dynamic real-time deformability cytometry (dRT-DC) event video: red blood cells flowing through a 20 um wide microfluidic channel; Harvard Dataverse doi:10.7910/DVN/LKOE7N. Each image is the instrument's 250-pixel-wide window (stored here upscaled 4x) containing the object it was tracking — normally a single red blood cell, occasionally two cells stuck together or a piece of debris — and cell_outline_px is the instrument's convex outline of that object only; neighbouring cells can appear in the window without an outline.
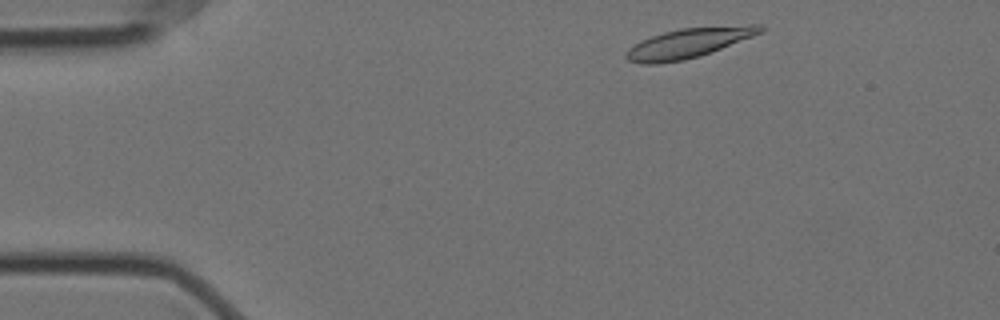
{"species": "Egyptian fruit bat (a non-hibernating species)", "species_latin": "Rousettus aegyptiacus", "temperature_condition": "cold", "stored_images_in_passage": 52, "camera_frame_rate_fps": 3000, "um_per_image_px": 0.085, "animal": {"sex": "female"}, "frame": {"image": 1, "passage_image": 3, "time_ms": 0.667, "image_size_px": [1000, 320], "cell_outline_px": [[764, 32], [700, 56], [684, 60], [656, 64], [644, 64], [628, 60], [624, 56], [628, 48], [640, 40], [664, 32], [680, 28], [748, 24], [760, 24], [764, 28]], "centroid_in_image_um": [58.54, 3.64], "position_along_channel_um": 26.5, "area_um2": 23.35}}
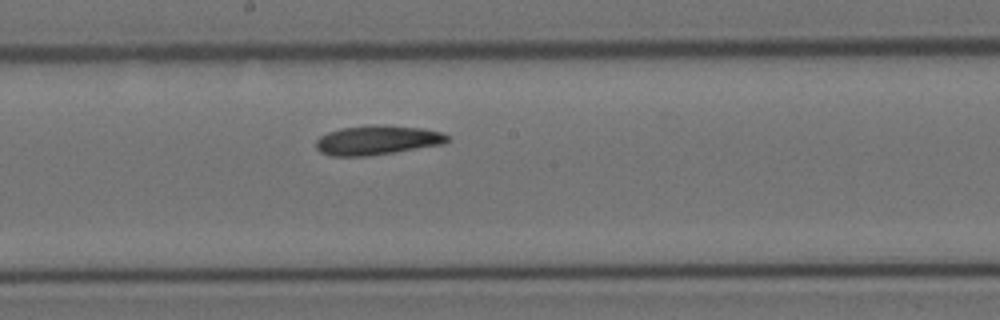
{"frame": {"image": 2, "passage_image": 25, "time_ms": 8.0, "image_size_px": [1000, 320], "cell_outline_px": [[448, 140], [444, 144], [368, 156], [328, 156], [320, 152], [316, 148], [316, 140], [320, 136], [328, 132], [340, 128], [372, 124], [420, 128], [440, 132], [448, 136]], "centroid_in_image_um": [32.0, 11.92], "position_along_channel_um": 216.2, "area_um2": 22.43}}
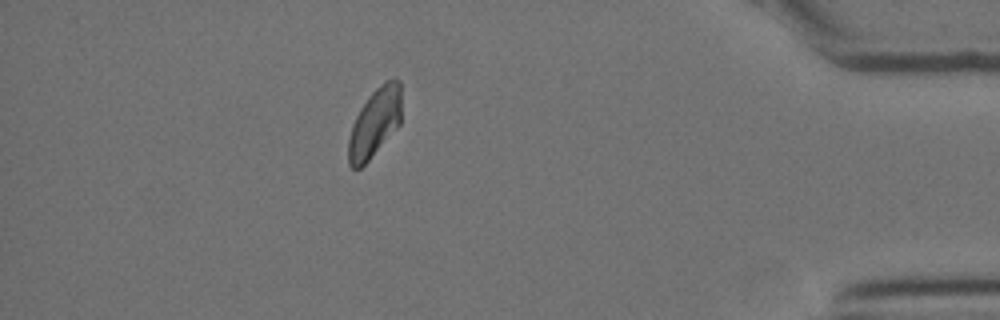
{"frame": {"image": 3, "passage_image": 45, "time_ms": 14.667, "image_size_px": [1000, 320], "cell_outline_px": [[400, 124], [368, 160], [360, 168], [352, 168], [348, 164], [348, 140], [352, 124], [360, 108], [368, 96], [384, 80], [392, 76], [400, 80]], "centroid_in_image_um": [31.84, 10.38], "position_along_channel_um": 403.4, "area_um2": 21.21}, "authors_computed_cell_mechanics": {"area_um2": 22.3397, "velocity_mm_per_s": 3.4862, "shape_relaxation_time_tau1_ms": 5.3553, "shape_relaxation_time_tau2_ms": 3.3594, "deformation_change_tau1": 0.1537, "deformation_change_tau2": 0.0898}}